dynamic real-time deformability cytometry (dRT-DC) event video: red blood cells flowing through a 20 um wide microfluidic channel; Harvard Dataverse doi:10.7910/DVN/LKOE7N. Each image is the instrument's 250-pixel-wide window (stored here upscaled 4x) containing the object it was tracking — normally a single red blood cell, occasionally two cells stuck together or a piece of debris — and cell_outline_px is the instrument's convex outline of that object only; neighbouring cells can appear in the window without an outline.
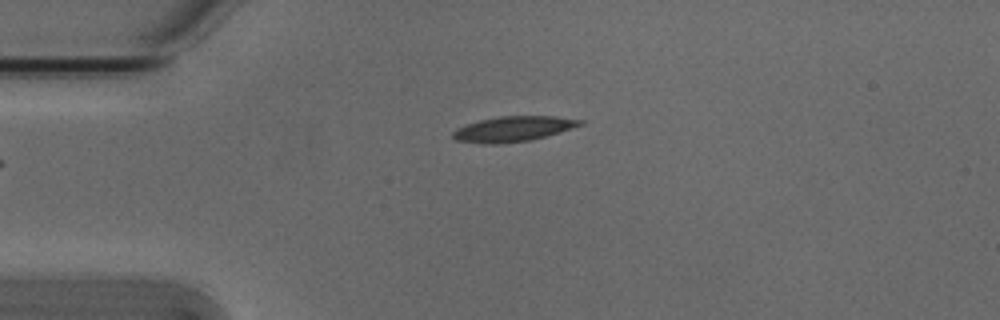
{"species": "Egyptian fruit bat (a non-hibernating species)", "species_latin": "Rousettus aegyptiacus", "temperature_condition": "cold", "stored_images_in_passage": 2, "camera_frame_rate_fps": 3000, "um_per_image_px": 0.085, "animal": {"sex": "male"}, "frame": {"image": 1, "passage_image": 2, "time_ms": 0.333, "image_size_px": [1000, 320], "cell_outline_px": [[584, 124], [544, 136], [528, 140], [496, 144], [484, 144], [456, 140], [452, 136], [452, 132], [456, 128], [480, 120], [500, 116], [556, 116], [584, 120]], "centroid_in_image_um": [43.6, 10.95], "position_along_channel_um": 41.4, "area_um2": 18.44}}